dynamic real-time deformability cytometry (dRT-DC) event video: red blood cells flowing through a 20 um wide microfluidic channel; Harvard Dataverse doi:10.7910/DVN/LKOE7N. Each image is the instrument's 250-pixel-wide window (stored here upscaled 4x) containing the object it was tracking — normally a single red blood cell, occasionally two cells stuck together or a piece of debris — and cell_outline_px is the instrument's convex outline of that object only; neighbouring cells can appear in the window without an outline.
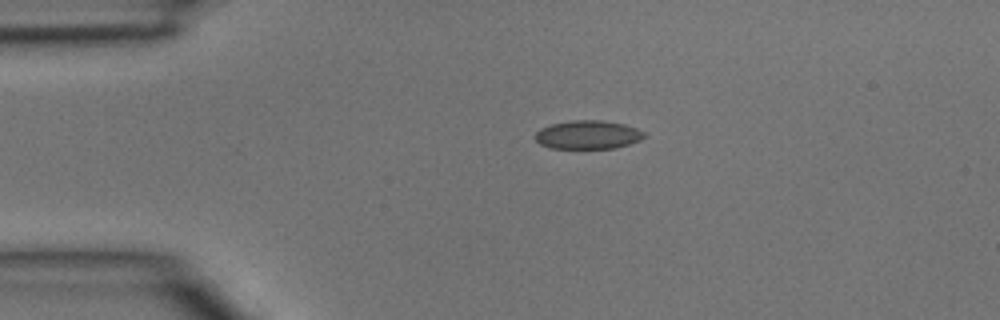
{"species": "common noctule bat (a hibernating species)", "species_latin": "Nyctalus noctula", "temperature_condition": "room temperature", "stored_images_in_passage": 45, "camera_frame_rate_fps": 3000, "um_per_image_px": 0.085, "animal": {"sex": "male", "body_mass_g": 15.6}, "frame": {"image": 1, "passage_image": 9, "time_ms": 2.667, "image_size_px": [1000, 320], "cell_outline_px": [[644, 136], [640, 140], [616, 148], [552, 148], [540, 144], [532, 136], [540, 128], [552, 124], [572, 120], [604, 120], [624, 124], [636, 128], [644, 132]], "centroid_in_image_um": [49.94, 11.45], "position_along_channel_um": 35.1, "area_um2": 18.15}}
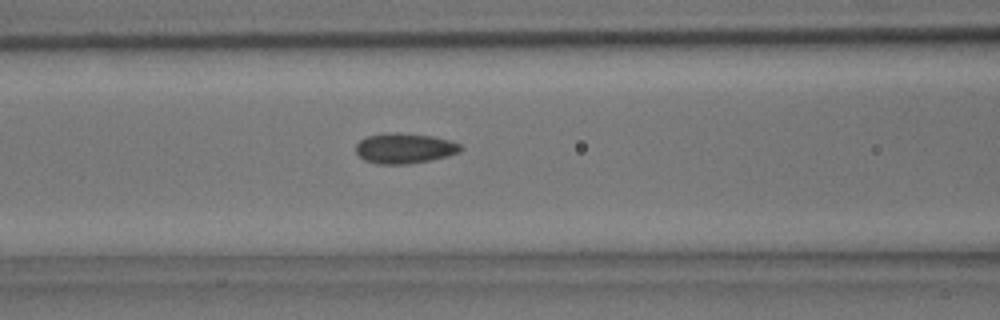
{"frame": {"image": 2, "passage_image": 18, "time_ms": 5.667, "image_size_px": [1000, 320], "cell_outline_px": [[464, 148], [460, 152], [448, 156], [432, 160], [408, 164], [376, 164], [364, 160], [356, 152], [356, 144], [360, 140], [368, 136], [388, 132], [396, 132], [432, 136], [448, 140], [460, 144]], "centroid_in_image_um": [34.39, 12.61], "position_along_channel_um": 132.2, "area_um2": 18.61}}
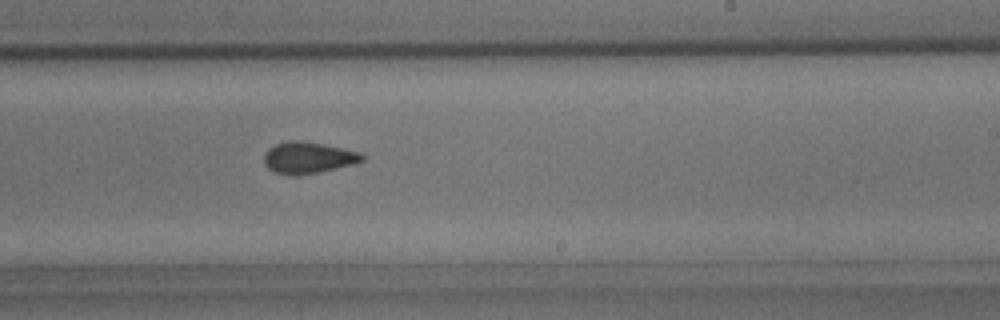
{"frame": {"image": 3, "passage_image": 27, "time_ms": 8.667, "image_size_px": [1000, 320], "cell_outline_px": [[364, 160], [352, 164], [320, 172], [296, 176], [292, 176], [276, 172], [268, 168], [264, 164], [264, 156], [268, 148], [276, 144], [288, 140], [300, 140], [360, 152], [364, 156]], "centroid_in_image_um": [26.16, 13.41], "position_along_channel_um": 262.8, "area_um2": 17.86}}